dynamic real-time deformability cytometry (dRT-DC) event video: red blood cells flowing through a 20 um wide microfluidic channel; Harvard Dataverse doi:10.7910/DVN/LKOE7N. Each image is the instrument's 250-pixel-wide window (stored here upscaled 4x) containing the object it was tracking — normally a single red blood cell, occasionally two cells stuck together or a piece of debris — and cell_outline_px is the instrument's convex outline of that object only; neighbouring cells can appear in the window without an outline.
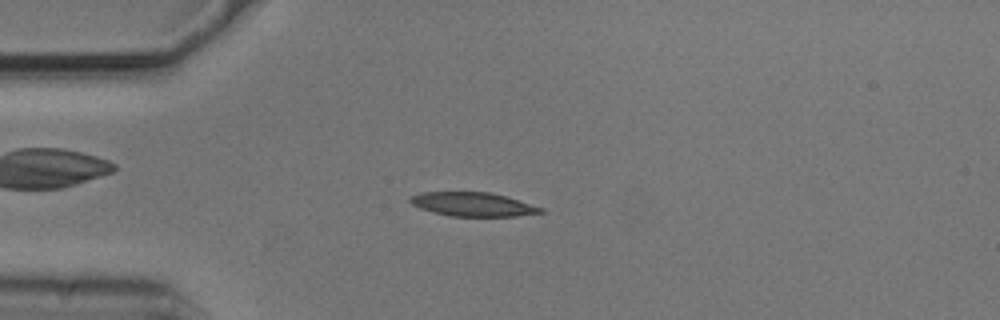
{"species": "common noctule bat (a hibernating species)", "species_latin": "Nyctalus noctula", "temperature_condition": "cold", "stored_images_in_passage": 54, "camera_frame_rate_fps": 3000, "um_per_image_px": 0.085, "animal": {"sex": "male", "body_mass_g": 20.5, "forearm_length_mm": 52.5}, "frame": {"image": 1, "passage_image": 13, "time_ms": 4.0, "image_size_px": [1000, 320], "cell_outline_px": [[544, 212], [516, 216], [448, 216], [432, 212], [420, 208], [412, 204], [408, 200], [412, 196], [420, 192], [488, 192], [504, 196], [544, 208]], "centroid_in_image_um": [40.16, 17.37], "position_along_channel_um": 44.8, "area_um2": 18.03}}
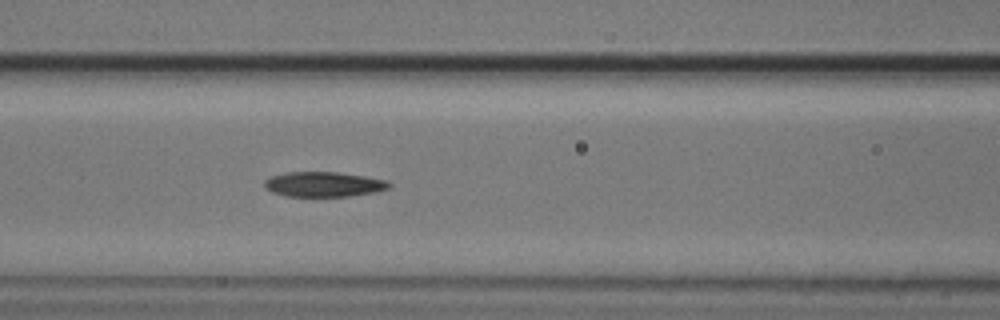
{"frame": {"image": 2, "passage_image": 22, "time_ms": 7.0, "image_size_px": [1000, 320], "cell_outline_px": [[392, 188], [376, 192], [352, 196], [284, 196], [272, 192], [264, 188], [264, 180], [272, 176], [284, 172], [336, 172], [364, 176], [384, 180], [392, 184]], "centroid_in_image_um": [27.51, 15.67], "position_along_channel_um": 139.1, "area_um2": 18.26}}
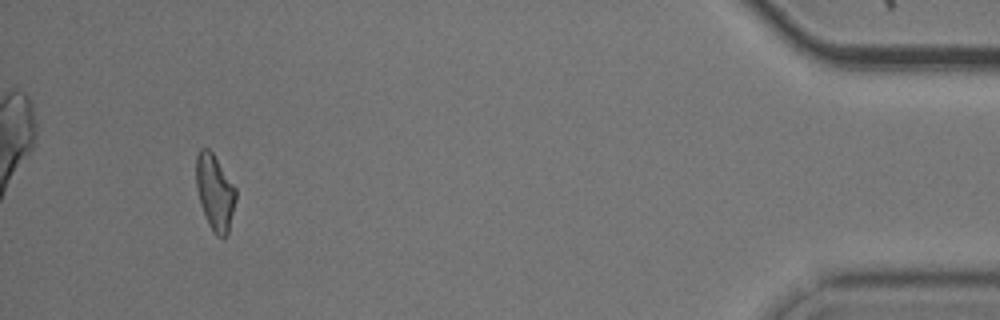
{"frame": {"image": 3, "passage_image": 50, "time_ms": 16.333, "image_size_px": [1000, 320], "cell_outline_px": [[236, 200], [228, 232], [224, 236], [216, 236], [212, 232], [208, 224], [200, 204], [196, 188], [196, 156], [200, 148], [208, 148], [212, 152], [236, 188]], "centroid_in_image_um": [18.25, 16.34], "position_along_channel_um": 416.9, "area_um2": 17.51}, "authors_computed_cell_mechanics": {"area_um2": 18.2359, "velocity_mm_per_s": 3.7255, "shape_relaxation_time_tau1_ms": 9.1922, "shape_relaxation_time_tau2_ms": null, "deformation_change_tau1": 0.232, "deformation_change_tau2": null}}